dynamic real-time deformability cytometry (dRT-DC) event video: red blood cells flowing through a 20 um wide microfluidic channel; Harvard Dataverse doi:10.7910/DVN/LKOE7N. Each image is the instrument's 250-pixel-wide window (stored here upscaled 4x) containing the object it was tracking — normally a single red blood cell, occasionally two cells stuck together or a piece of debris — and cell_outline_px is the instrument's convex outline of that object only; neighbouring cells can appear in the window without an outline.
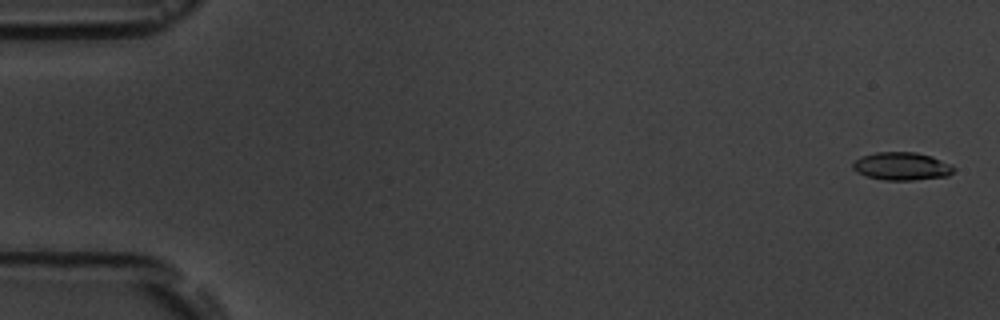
{"species": "common noctule bat (a hibernating species)", "species_latin": "Nyctalus noctula", "temperature_condition": "room temperature", "stored_images_in_passage": 6, "camera_frame_rate_fps": 3000, "um_per_image_px": 0.085, "animal": {"sex": "male", "body_mass_g": 19.5, "forearm_length_mm": 54.6}, "frame": {"image": 1, "passage_image": 1, "time_ms": 0.0, "image_size_px": [1000, 320], "cell_outline_px": [[956, 168], [948, 176], [912, 180], [884, 180], [868, 176], [856, 172], [852, 168], [852, 164], [860, 156], [876, 152], [916, 152], [932, 156], [952, 164]], "centroid_in_image_um": [76.66, 14.12], "position_along_channel_um": 8.3, "area_um2": 16.53}}
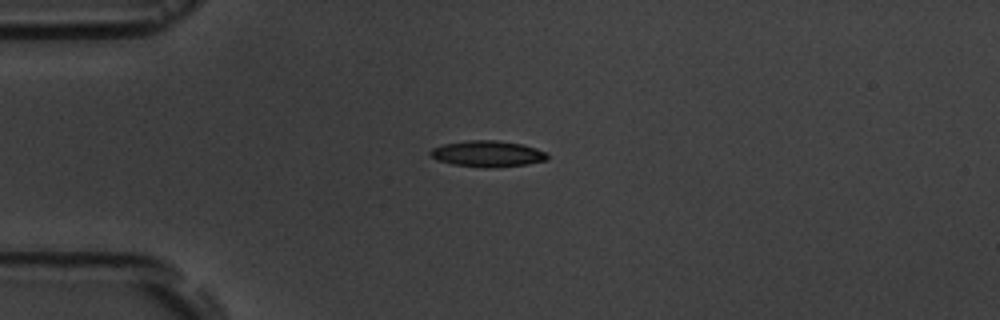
{"frame": {"image": 2, "passage_image": 4, "time_ms": 4.333, "image_size_px": [1000, 320], "cell_outline_px": [[548, 160], [528, 164], [488, 168], [484, 168], [452, 164], [436, 160], [428, 152], [432, 148], [444, 144], [468, 140], [496, 140], [524, 144], [536, 148], [544, 152], [548, 156]], "centroid_in_image_um": [41.44, 13.07], "position_along_channel_um": 43.6, "area_um2": 17.92}}
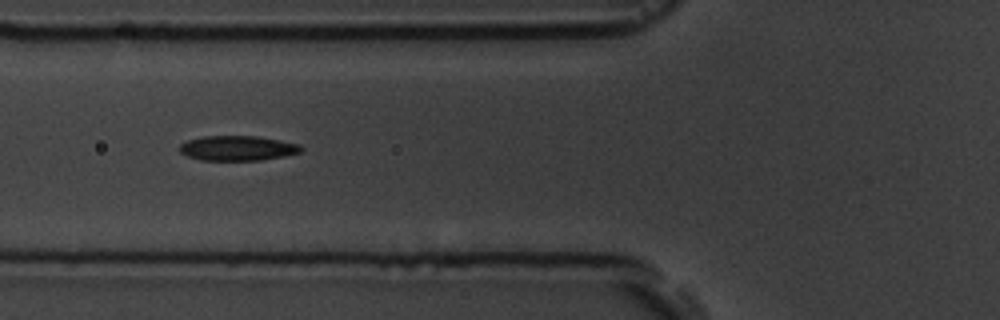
{"frame": {"image": 3, "passage_image": 6, "time_ms": 6.667, "image_size_px": [1000, 320], "cell_outline_px": [[304, 148], [300, 152], [284, 156], [260, 160], [200, 160], [188, 156], [180, 152], [180, 144], [188, 140], [204, 136], [256, 136], [280, 140], [300, 144]], "centroid_in_image_um": [20.21, 12.59], "position_along_channel_um": 105.6, "area_um2": 17.57}}